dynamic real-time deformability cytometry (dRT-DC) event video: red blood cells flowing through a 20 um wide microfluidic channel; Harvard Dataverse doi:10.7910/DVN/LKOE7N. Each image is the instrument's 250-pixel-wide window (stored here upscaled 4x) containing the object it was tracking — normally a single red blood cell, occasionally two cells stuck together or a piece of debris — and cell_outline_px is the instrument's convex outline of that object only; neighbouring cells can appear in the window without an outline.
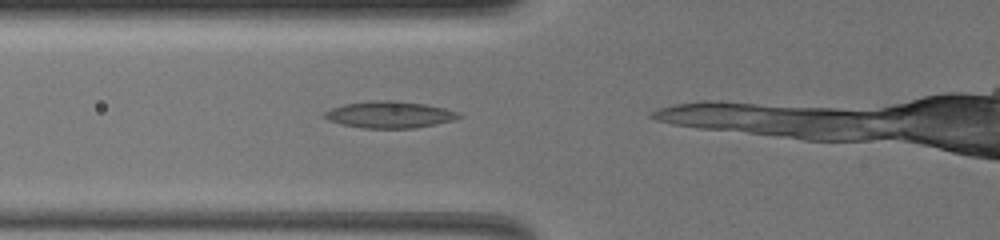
{"species": "common noctule bat (a hibernating species)", "species_latin": "Nyctalus noctula", "temperature_condition": "warm", "stored_images_in_passage": 8, "camera_frame_rate_fps": 3000, "um_per_image_px": 0.085, "animal": {"sex": "female", "body_mass_g": 19.5, "forearm_length_mm": 54.1}, "frame": {"image": 1, "passage_image": 4, "time_ms": 1.0, "image_size_px": [1000, 240], "cell_outline_px": [[464, 116], [452, 120], [436, 124], [416, 128], [364, 128], [340, 124], [328, 120], [320, 116], [324, 112], [332, 108], [344, 104], [372, 100], [396, 100], [424, 104], [444, 108], [456, 112]], "centroid_in_image_um": [33.07, 9.74], "position_along_channel_um": 92.7, "area_um2": 20.98}}
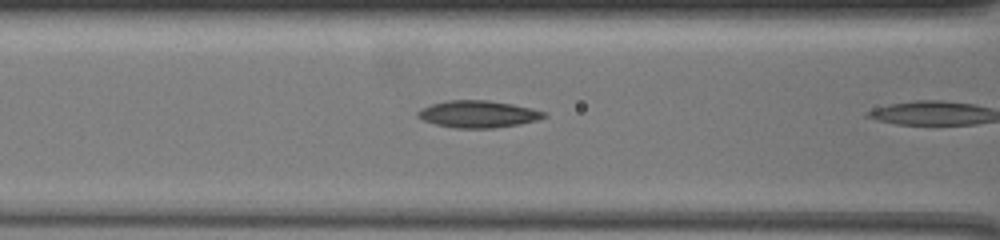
{"frame": {"image": 2, "passage_image": 7, "time_ms": 2.0, "image_size_px": [1000, 240], "cell_outline_px": [[548, 116], [536, 120], [520, 124], [492, 128], [452, 128], [436, 124], [424, 120], [416, 116], [416, 112], [420, 108], [432, 104], [448, 100], [488, 100], [512, 104], [532, 108], [548, 112]], "centroid_in_image_um": [40.65, 9.69], "position_along_channel_um": 126.0, "area_um2": 20.0}}